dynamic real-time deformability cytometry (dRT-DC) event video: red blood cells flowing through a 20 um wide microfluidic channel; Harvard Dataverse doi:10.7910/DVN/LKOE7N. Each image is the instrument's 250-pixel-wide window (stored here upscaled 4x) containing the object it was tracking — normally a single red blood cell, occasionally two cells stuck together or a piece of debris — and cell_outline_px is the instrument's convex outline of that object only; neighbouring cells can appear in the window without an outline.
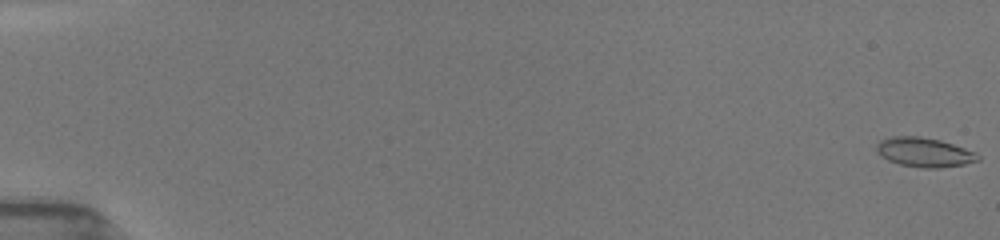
{"species": "common noctule bat (a hibernating species)", "species_latin": "Nyctalus noctula", "temperature_condition": "room temperature", "stored_images_in_passage": 53, "camera_frame_rate_fps": 3000, "um_per_image_px": 0.085, "animal": {"sex": "female", "body_mass_g": 19.5, "forearm_length_mm": 54.1}, "frame": {"image": 1, "passage_image": 1, "time_ms": 0.0, "image_size_px": [1000, 240], "cell_outline_px": [[980, 160], [964, 164], [940, 168], [924, 168], [900, 164], [888, 160], [880, 156], [876, 152], [876, 144], [880, 140], [892, 136], [916, 136], [940, 140], [976, 152], [980, 156]], "centroid_in_image_um": [78.54, 12.94], "position_along_channel_um": 6.5, "area_um2": 17.34}}
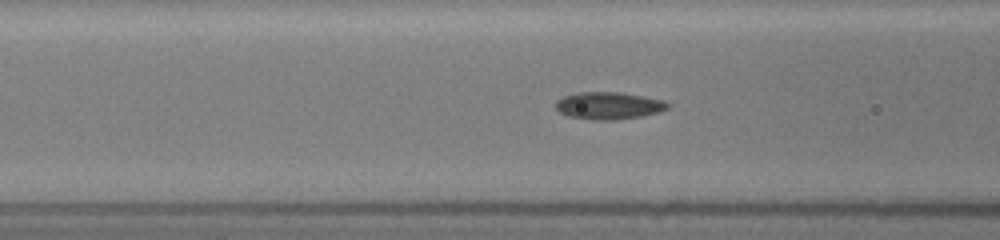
{"frame": {"image": 2, "passage_image": 23, "time_ms": 7.333, "image_size_px": [1000, 240], "cell_outline_px": [[672, 104], [668, 108], [660, 112], [640, 116], [616, 120], [592, 120], [568, 116], [560, 112], [556, 108], [556, 100], [564, 96], [576, 92], [620, 92], [664, 100]], "centroid_in_image_um": [51.75, 8.98], "position_along_channel_um": 114.8, "area_um2": 17.92}}
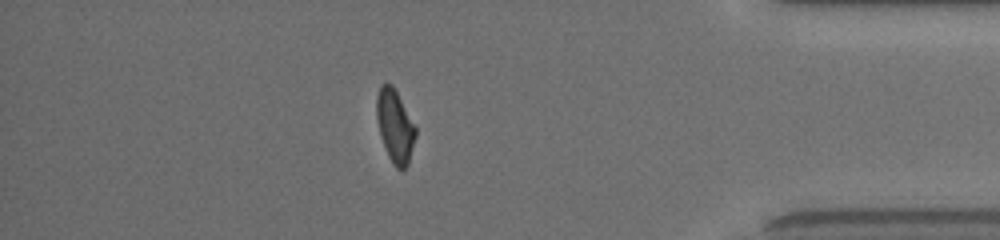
{"frame": {"image": 3, "passage_image": 47, "time_ms": 15.333, "image_size_px": [1000, 240], "cell_outline_px": [[416, 136], [408, 164], [400, 172], [392, 164], [388, 156], [380, 136], [376, 120], [376, 96], [380, 84], [392, 84], [416, 128]], "centroid_in_image_um": [33.55, 10.74], "position_along_channel_um": 401.7, "area_um2": 16.59}, "authors_computed_cell_mechanics": {"area_um2": 16.9354, "velocity_mm_per_s": 3.9692, "shape_relaxation_time_tau1_ms": 3.4316, "shape_relaxation_time_tau2_ms": 1.9836, "deformation_change_tau1": 0.1307, "deformation_change_tau2": 0.0737}}